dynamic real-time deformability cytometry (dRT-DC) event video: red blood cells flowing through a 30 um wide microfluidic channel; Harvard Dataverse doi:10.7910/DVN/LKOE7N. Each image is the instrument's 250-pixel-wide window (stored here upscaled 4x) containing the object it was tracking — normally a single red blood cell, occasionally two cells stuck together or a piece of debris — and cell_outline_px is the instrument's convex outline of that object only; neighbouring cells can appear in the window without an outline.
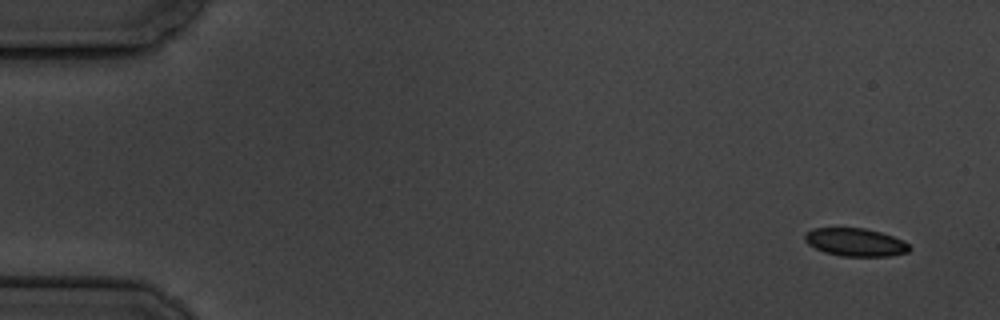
{"species": "common noctule bat (a hibernating species)", "species_latin": "Nyctalus noctula", "temperature_condition": "cold", "stored_images_in_passage": 4, "camera_frame_rate_fps": 3000, "um_per_image_px": 0.085, "animal": {"sex": "male", "body_mass_g": 19.5, "forearm_length_mm": 54.6}, "frame": {"image": 1, "passage_image": 1, "time_ms": 0.0, "image_size_px": [1000, 320], "cell_outline_px": [[912, 248], [908, 252], [888, 256], [840, 256], [824, 252], [808, 244], [804, 240], [804, 232], [812, 228], [864, 228], [880, 232], [904, 240]], "centroid_in_image_um": [72.69, 20.58], "position_along_channel_um": 12.3, "area_um2": 17.17}}